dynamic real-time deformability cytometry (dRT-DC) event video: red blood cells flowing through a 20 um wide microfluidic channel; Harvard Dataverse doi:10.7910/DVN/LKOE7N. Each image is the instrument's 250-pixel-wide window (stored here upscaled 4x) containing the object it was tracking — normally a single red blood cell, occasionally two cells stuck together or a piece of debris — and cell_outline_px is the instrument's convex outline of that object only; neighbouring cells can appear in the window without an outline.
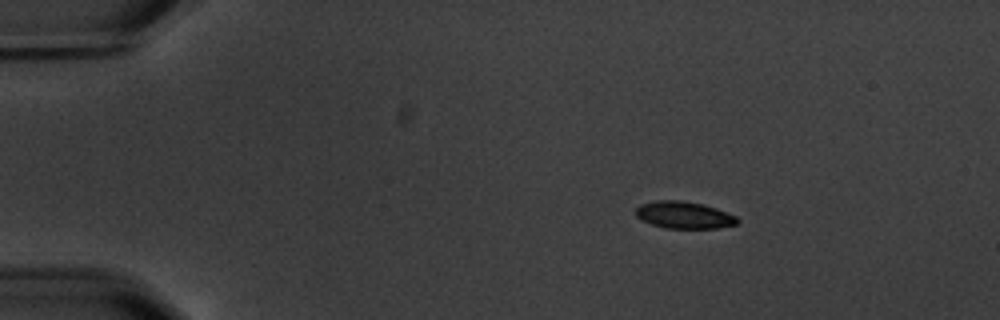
{"species": "common noctule bat (a hibernating species)", "species_latin": "Nyctalus noctula", "temperature_condition": "warm", "stored_images_in_passage": 3, "camera_frame_rate_fps": 3000, "um_per_image_px": 0.085, "animal": {"sex": "male", "body_mass_g": 20.1, "forearm_length_mm": 53.5}, "frame": {"image": 1, "passage_image": 2, "time_ms": 1.333, "image_size_px": [1000, 320], "cell_outline_px": [[740, 220], [736, 224], [716, 228], [664, 228], [652, 224], [636, 216], [636, 208], [640, 204], [656, 200], [680, 200], [704, 204], [716, 208], [736, 216]], "centroid_in_image_um": [58.14, 18.27], "position_along_channel_um": 26.9, "area_um2": 15.95}}